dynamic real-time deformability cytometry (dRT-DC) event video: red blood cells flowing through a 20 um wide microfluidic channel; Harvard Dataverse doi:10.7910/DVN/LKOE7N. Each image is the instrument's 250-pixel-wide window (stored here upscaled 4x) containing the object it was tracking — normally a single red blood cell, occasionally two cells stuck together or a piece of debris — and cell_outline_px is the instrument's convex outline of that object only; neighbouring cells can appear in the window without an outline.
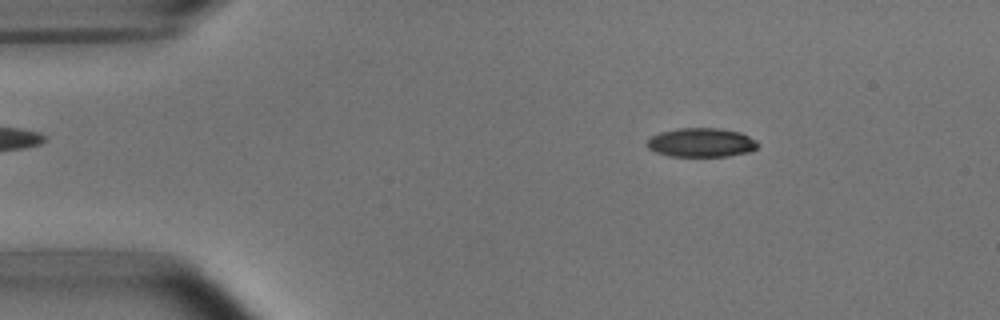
{"species": "common noctule bat (a hibernating species)", "species_latin": "Nyctalus noctula", "temperature_condition": "room temperature", "stored_images_in_passage": 5, "segment_of_instrument_passage": [1, 2], "camera_frame_rate_fps": 3000, "um_per_image_px": 0.085, "animal": {"sex": "male", "body_mass_g": 15.6}, "frame": {"image": 1, "passage_image": 2, "time_ms": 1.333, "image_size_px": [1000, 320], "cell_outline_px": [[760, 144], [752, 152], [728, 156], [668, 156], [656, 152], [648, 148], [644, 144], [652, 136], [660, 132], [676, 128], [720, 128], [740, 132], [756, 140]], "centroid_in_image_um": [59.62, 12.12], "position_along_channel_um": 25.4, "area_um2": 18.96}}